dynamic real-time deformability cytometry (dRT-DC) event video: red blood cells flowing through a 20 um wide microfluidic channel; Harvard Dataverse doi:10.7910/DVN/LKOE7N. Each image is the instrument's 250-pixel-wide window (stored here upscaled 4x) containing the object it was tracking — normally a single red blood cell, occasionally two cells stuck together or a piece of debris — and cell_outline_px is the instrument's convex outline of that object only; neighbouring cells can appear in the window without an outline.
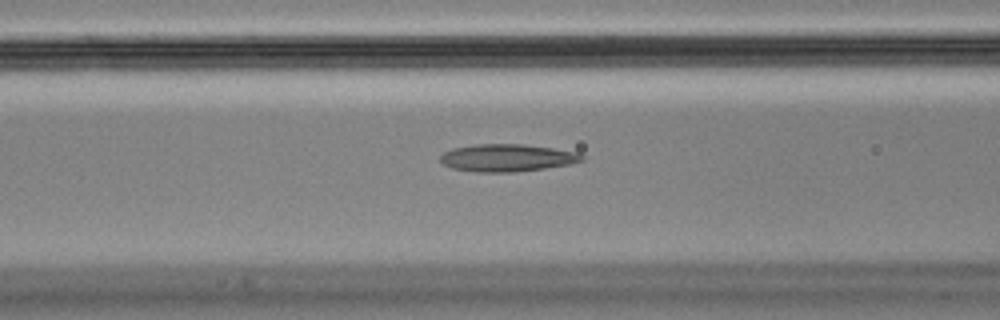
{"species": "Egyptian fruit bat (a non-hibernating species)", "species_latin": "Rousettus aegyptiacus", "temperature_condition": "cold", "stored_images_in_passage": 16, "camera_frame_rate_fps": 3000, "um_per_image_px": 0.085, "animal": {"sex": "male"}, "frame": {"image": 1, "passage_image": 14, "time_ms": 4.333, "image_size_px": [1000, 320], "cell_outline_px": [[584, 160], [568, 164], [544, 168], [516, 172], [476, 172], [452, 168], [444, 164], [440, 160], [440, 156], [444, 152], [452, 148], [476, 144], [524, 144], [552, 148], [576, 152], [584, 156]], "centroid_in_image_um": [43.08, 13.41], "position_along_channel_um": 123.5, "area_um2": 22.54}}